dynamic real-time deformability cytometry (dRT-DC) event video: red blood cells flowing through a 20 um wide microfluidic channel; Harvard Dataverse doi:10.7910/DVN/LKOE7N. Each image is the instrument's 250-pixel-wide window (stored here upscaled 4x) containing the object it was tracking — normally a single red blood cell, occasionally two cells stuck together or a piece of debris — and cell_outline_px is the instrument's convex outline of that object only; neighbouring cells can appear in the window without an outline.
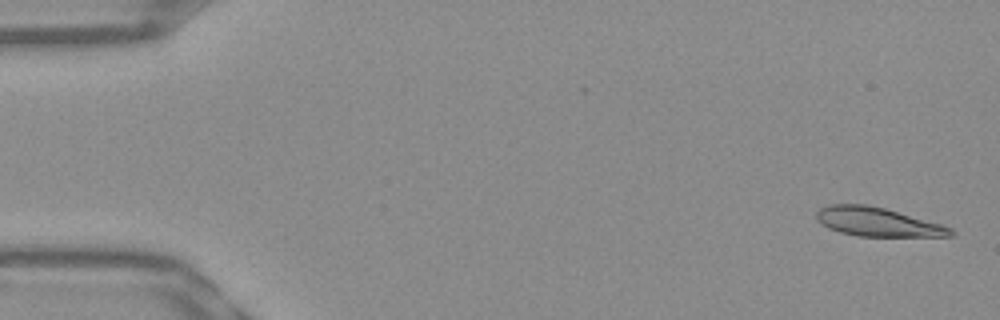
{"species": "Egyptian fruit bat (a non-hibernating species)", "species_latin": "Rousettus aegyptiacus", "temperature_condition": "warm", "stored_images_in_passage": 12, "camera_frame_rate_fps": 3000, "um_per_image_px": 0.085, "frame": {"image": 1, "passage_image": 2, "time_ms": 0.333, "image_size_px": [1000, 320], "cell_outline_px": [[956, 232], [952, 236], [856, 236], [840, 232], [828, 228], [820, 224], [816, 220], [816, 212], [820, 208], [832, 204], [868, 204], [884, 208], [944, 224], [952, 228]], "centroid_in_image_um": [74.6, 18.86], "position_along_channel_um": 10.4, "area_um2": 22.77}}